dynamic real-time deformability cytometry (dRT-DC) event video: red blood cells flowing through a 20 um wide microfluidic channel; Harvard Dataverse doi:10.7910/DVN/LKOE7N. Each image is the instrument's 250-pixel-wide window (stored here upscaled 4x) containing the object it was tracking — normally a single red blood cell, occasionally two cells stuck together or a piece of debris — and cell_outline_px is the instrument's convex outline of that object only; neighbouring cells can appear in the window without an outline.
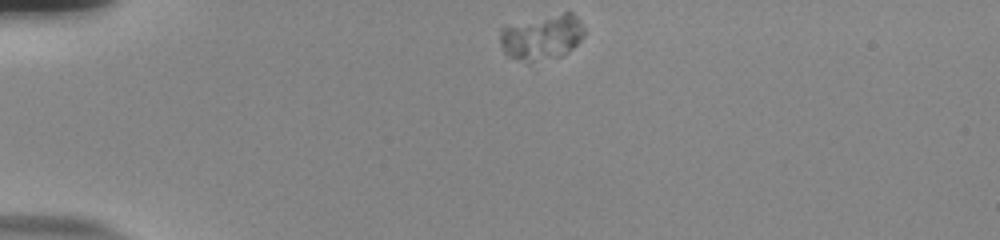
{"species": "human", "species_latin": "Homo sapiens", "temperature_condition": "room temperature", "stored_images_in_passage": 43, "camera_frame_rate_fps": 3000, "um_per_image_px": 0.085, "donor": {"sex": "male"}, "frame": {"image": 1, "passage_image": 1, "time_ms": 0.0, "image_size_px": [1000, 240], "cell_outline_px": [[584, 36], [568, 52], [560, 56], [528, 64], [516, 60], [508, 56], [500, 48], [500, 28], [564, 12], [572, 12], [580, 20], [584, 28]], "centroid_in_image_um": [46.05, 3.2], "position_along_channel_um": 39.0, "area_um2": 22.25}}